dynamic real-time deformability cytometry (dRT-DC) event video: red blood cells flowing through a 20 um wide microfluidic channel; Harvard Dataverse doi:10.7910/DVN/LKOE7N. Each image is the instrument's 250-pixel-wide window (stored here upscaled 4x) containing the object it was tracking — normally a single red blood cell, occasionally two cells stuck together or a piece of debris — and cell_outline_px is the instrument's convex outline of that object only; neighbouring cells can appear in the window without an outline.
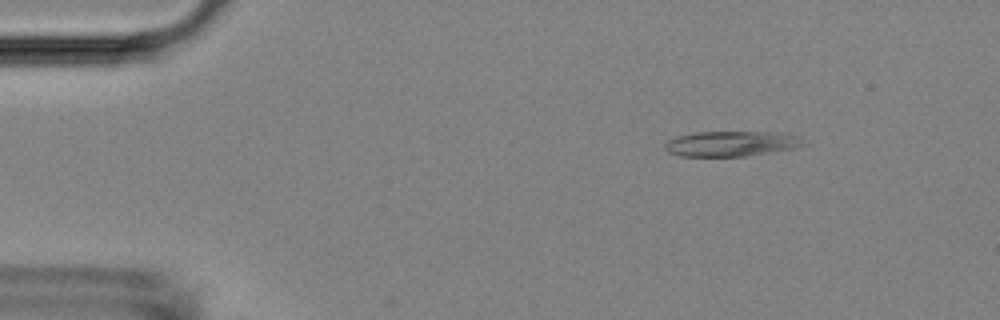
{"species": "Egyptian fruit bat (a non-hibernating species)", "species_latin": "Rousettus aegyptiacus", "temperature_condition": "room temperature", "stored_images_in_passage": 52, "camera_frame_rate_fps": 3000, "um_per_image_px": 0.085, "animal": {"sex": "female"}, "frame": {"image": 1, "passage_image": 6, "time_ms": 1.667, "image_size_px": [1000, 320], "cell_outline_px": [[808, 144], [796, 148], [744, 156], [680, 156], [668, 152], [664, 148], [664, 144], [668, 140], [676, 136], [696, 132], [788, 132], [800, 136], [808, 140]], "centroid_in_image_um": [62.26, 12.2], "position_along_channel_um": 22.7, "area_um2": 20.81}}
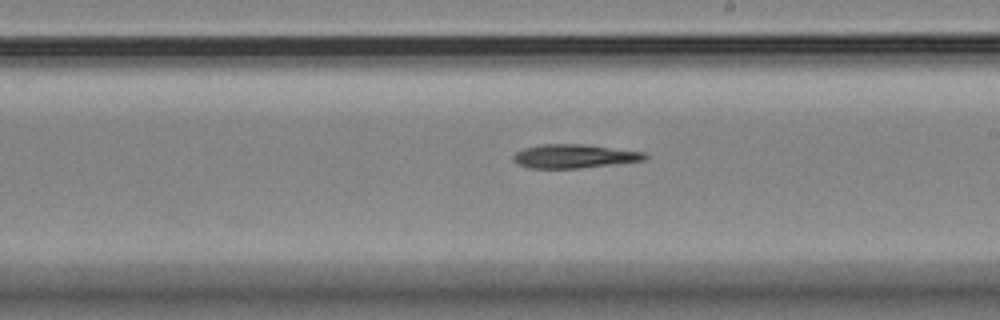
{"frame": {"image": 2, "passage_image": 29, "time_ms": 9.333, "image_size_px": [1000, 320], "cell_outline_px": [[648, 160], [616, 164], [580, 168], [528, 168], [516, 164], [512, 160], [512, 156], [516, 152], [524, 148], [544, 144], [580, 144], [644, 152], [648, 156]], "centroid_in_image_um": [48.79, 13.29], "position_along_channel_um": 240.2, "area_um2": 18.26}}
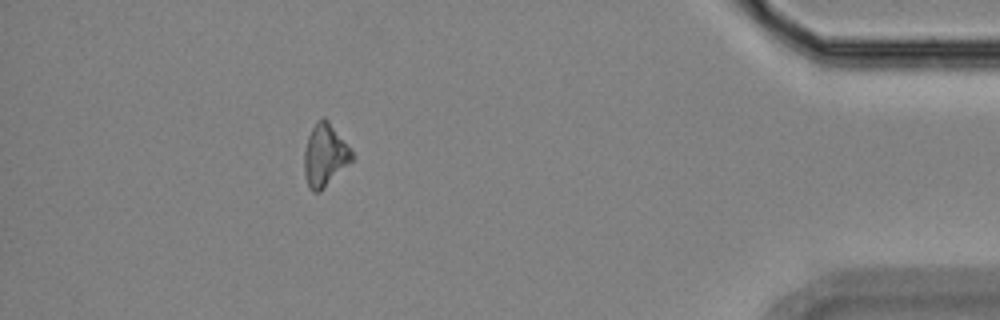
{"frame": {"image": 3, "passage_image": 46, "time_ms": 15.0, "image_size_px": [1000, 320], "cell_outline_px": [[352, 160], [320, 192], [312, 192], [308, 188], [304, 176], [304, 152], [308, 136], [316, 120], [324, 116], [328, 120], [352, 148]], "centroid_in_image_um": [27.6, 13.18], "position_along_channel_um": 407.6, "area_um2": 17.51}}